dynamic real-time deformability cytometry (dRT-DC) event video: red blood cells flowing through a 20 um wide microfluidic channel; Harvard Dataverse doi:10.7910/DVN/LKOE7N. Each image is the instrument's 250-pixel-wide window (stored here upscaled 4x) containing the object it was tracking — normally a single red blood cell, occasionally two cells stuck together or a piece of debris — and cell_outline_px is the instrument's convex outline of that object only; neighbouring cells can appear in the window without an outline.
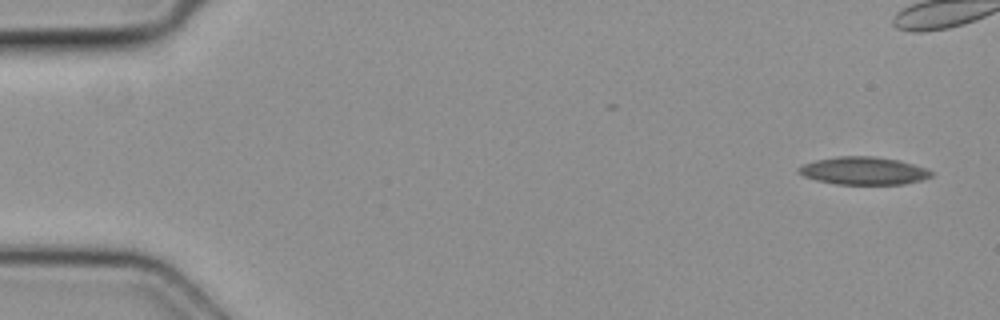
{"species": "common noctule bat (a hibernating species)", "species_latin": "Nyctalus noctula", "temperature_condition": "cold", "stored_images_in_passage": 9, "camera_frame_rate_fps": 3000, "um_per_image_px": 0.085, "animal": {"sex": "female", "body_mass_g": 19.3, "forearm_length_mm": 54.1}, "frame": {"image": 1, "passage_image": 1, "time_ms": 0.0, "image_size_px": [1000, 320], "cell_outline_px": [[932, 176], [920, 180], [904, 184], [836, 184], [816, 180], [804, 176], [800, 172], [800, 168], [804, 164], [816, 160], [836, 156], [872, 156], [900, 160], [924, 168], [932, 172]], "centroid_in_image_um": [73.41, 14.51], "position_along_channel_um": 11.6, "area_um2": 21.15}}
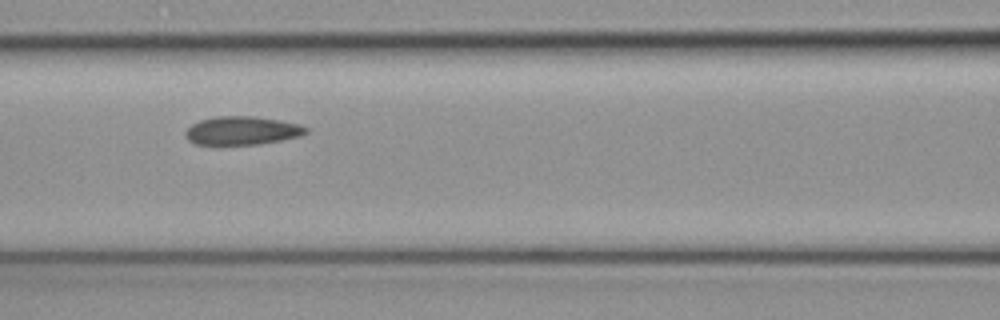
{"frame": {"image": 2, "passage_image": 7, "time_ms": 2.0, "image_size_px": [1000, 320], "cell_outline_px": [[308, 132], [300, 136], [280, 140], [256, 144], [196, 144], [188, 140], [184, 132], [192, 124], [200, 120], [216, 116], [256, 116], [280, 120], [296, 124], [308, 128]], "centroid_in_image_um": [20.56, 11.09], "position_along_channel_um": 146.0, "area_um2": 19.77}}